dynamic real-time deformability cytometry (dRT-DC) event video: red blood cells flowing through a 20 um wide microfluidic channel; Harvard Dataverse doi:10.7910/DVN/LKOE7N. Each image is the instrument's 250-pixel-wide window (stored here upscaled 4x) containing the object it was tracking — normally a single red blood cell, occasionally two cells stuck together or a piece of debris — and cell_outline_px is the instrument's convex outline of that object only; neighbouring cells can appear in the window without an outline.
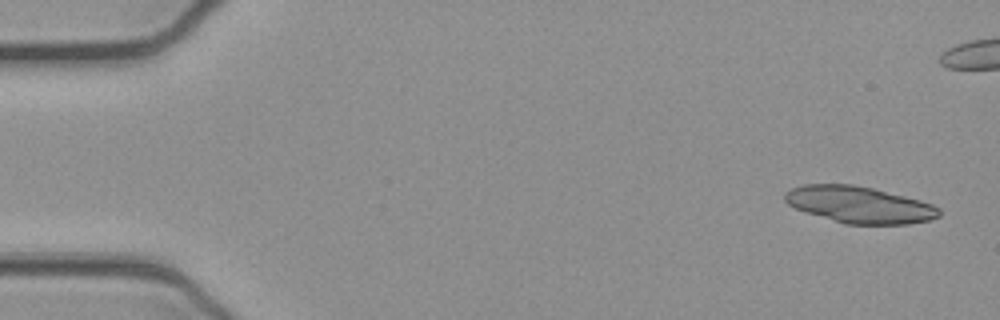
{"species": "common noctule bat (a hibernating species)", "species_latin": "Nyctalus noctula", "temperature_condition": "cold", "stored_images_in_passage": 52, "camera_frame_rate_fps": 3000, "um_per_image_px": 0.085, "animal": {"sex": "female", "body_mass_g": 21.9}, "frame": {"image": 1, "passage_image": 2, "time_ms": 0.333, "image_size_px": [1000, 320], "cell_outline_px": [[940, 216], [928, 220], [908, 224], [844, 224], [804, 212], [788, 204], [784, 200], [784, 192], [792, 188], [804, 184], [852, 184], [872, 188], [920, 200], [932, 204], [940, 208]], "centroid_in_image_um": [73.02, 17.4], "position_along_channel_um": 12.0, "area_um2": 32.95}}
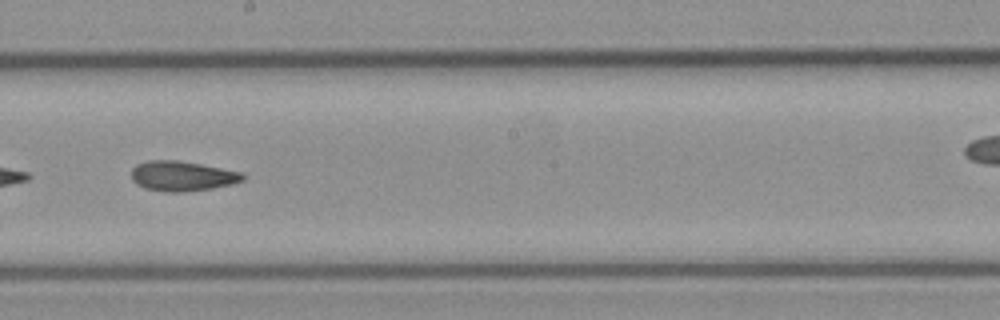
{"frame": {"image": 2, "passage_image": 29, "time_ms": 9.333, "image_size_px": [1000, 320], "cell_outline_px": [[244, 180], [232, 184], [212, 188], [184, 192], [168, 192], [144, 188], [136, 184], [132, 180], [132, 168], [136, 164], [148, 160], [176, 160], [200, 164], [244, 172]], "centroid_in_image_um": [15.48, 14.96], "position_along_channel_um": 232.7, "area_um2": 19.54}}
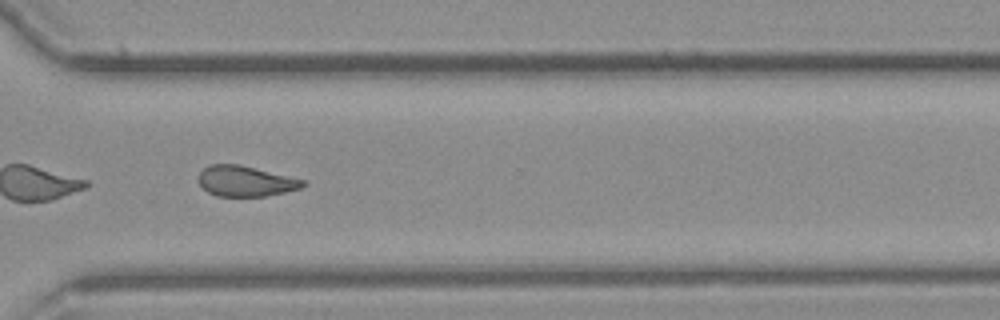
{"frame": {"image": 3, "passage_image": 38, "time_ms": 12.333, "image_size_px": [1000, 320], "cell_outline_px": [[308, 184], [300, 188], [284, 192], [264, 196], [216, 196], [208, 192], [200, 184], [196, 176], [204, 168], [212, 164], [240, 164], [304, 180]], "centroid_in_image_um": [20.84, 15.39], "position_along_channel_um": 349.8, "area_um2": 18.5}, "authors_computed_cell_mechanics": {"area_um2": 19.8543, "velocity_mm_per_s": 3.918, "shape_relaxation_time_tau1_ms": null, "shape_relaxation_time_tau2_ms": 4.3152, "deformation_change_tau1": null, "deformation_change_tau2": 0.1173}}